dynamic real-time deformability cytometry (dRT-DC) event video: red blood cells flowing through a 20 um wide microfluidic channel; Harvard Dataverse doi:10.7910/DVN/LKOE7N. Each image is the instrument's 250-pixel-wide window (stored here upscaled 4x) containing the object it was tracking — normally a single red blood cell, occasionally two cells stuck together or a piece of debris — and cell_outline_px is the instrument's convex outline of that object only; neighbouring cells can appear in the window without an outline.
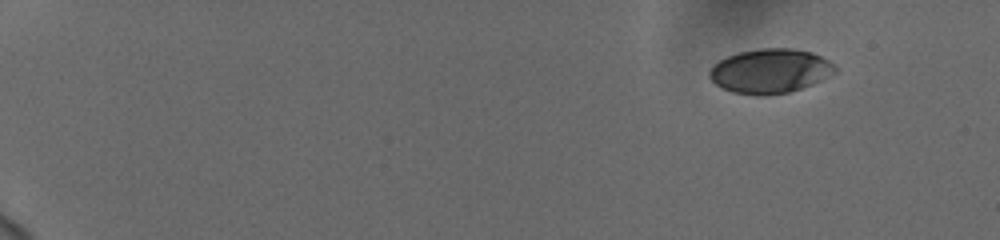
{"species": "human", "species_latin": "Homo sapiens", "temperature_condition": "cold", "stored_images_in_passage": 52, "camera_frame_rate_fps": 3000, "um_per_image_px": 0.085, "donor": {"sex": "female"}, "frame": {"image": 1, "passage_image": 1, "time_ms": 0.0, "image_size_px": [1000, 240], "cell_outline_px": [[836, 72], [812, 84], [788, 92], [768, 96], [756, 96], [732, 92], [716, 84], [708, 76], [708, 72], [720, 60], [728, 56], [740, 52], [760, 48], [792, 48], [812, 52], [836, 64]], "centroid_in_image_um": [65.47, 6.04], "position_along_channel_um": 19.5, "area_um2": 32.43}}
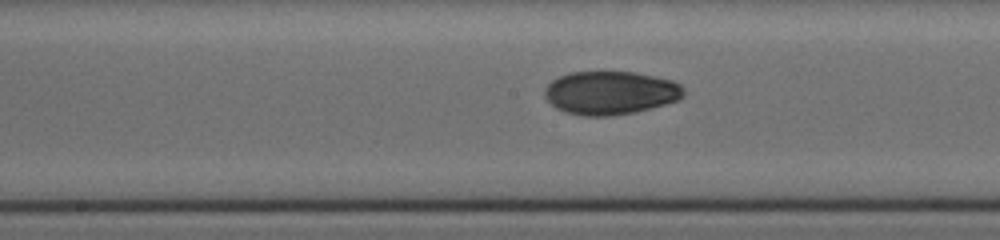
{"frame": {"image": 2, "passage_image": 28, "time_ms": 9.0, "image_size_px": [1000, 240], "cell_outline_px": [[684, 96], [680, 100], [636, 112], [612, 116], [584, 116], [564, 112], [556, 108], [544, 96], [544, 88], [552, 80], [568, 72], [636, 72], [672, 80], [680, 84], [684, 88]], "centroid_in_image_um": [51.89, 7.89], "position_along_channel_um": 196.3, "area_um2": 35.43}}
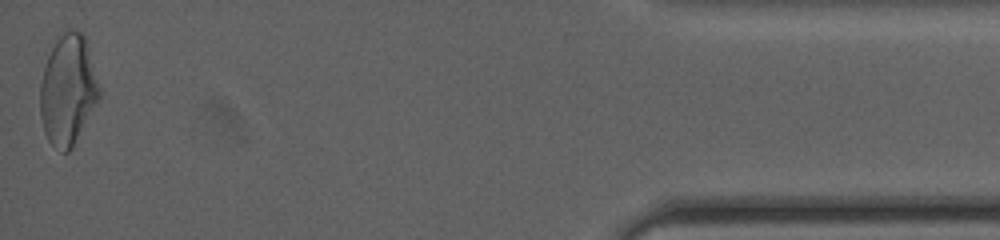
{"frame": {"image": 3, "passage_image": 52, "time_ms": 17.0, "image_size_px": [1000, 240], "cell_outline_px": [[100, 96], [68, 152], [64, 152], [52, 144], [48, 140], [44, 132], [40, 116], [40, 84], [44, 68], [48, 56], [52, 48], [60, 36], [68, 28], [84, 32], [100, 88]], "centroid_in_image_um": [5.76, 7.6], "position_along_channel_um": 429.4, "area_um2": 37.34}, "authors_computed_cell_mechanics": {"area_um2": 34.2465, "velocity_mm_per_s": 3.7516, "shape_relaxation_time_tau1_ms": 7.8495, "shape_relaxation_time_tau2_ms": 2.4178, "deformation_change_tau1": 0.1851, "deformation_change_tau2": 0.0594}}